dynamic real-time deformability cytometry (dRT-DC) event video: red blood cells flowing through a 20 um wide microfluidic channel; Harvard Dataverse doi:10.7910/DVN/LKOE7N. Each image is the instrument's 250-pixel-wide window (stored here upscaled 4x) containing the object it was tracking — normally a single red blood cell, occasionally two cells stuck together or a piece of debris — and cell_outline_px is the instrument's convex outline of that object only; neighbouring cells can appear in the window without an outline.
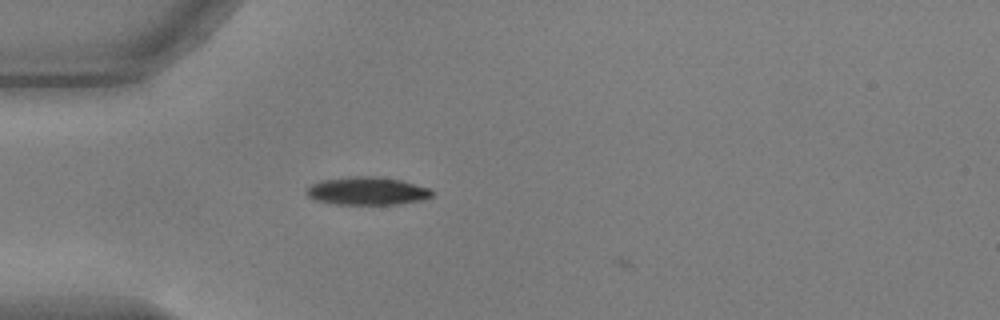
{"species": "common noctule bat (a hibernating species)", "species_latin": "Nyctalus noctula", "temperature_condition": "warm", "stored_images_in_passage": 4, "camera_frame_rate_fps": 3000, "um_per_image_px": 0.085, "animal": {"sex": "male", "body_mass_g": 17.9, "forearm_length_mm": 54.2}, "frame": {"image": 1, "passage_image": 3, "time_ms": 0.667, "image_size_px": [1000, 320], "cell_outline_px": [[432, 196], [420, 200], [400, 204], [336, 204], [316, 200], [308, 196], [304, 192], [312, 184], [320, 180], [348, 176], [376, 176], [400, 180], [428, 188], [432, 192]], "centroid_in_image_um": [31.16, 16.22], "position_along_channel_um": 53.8, "area_um2": 20.35}}